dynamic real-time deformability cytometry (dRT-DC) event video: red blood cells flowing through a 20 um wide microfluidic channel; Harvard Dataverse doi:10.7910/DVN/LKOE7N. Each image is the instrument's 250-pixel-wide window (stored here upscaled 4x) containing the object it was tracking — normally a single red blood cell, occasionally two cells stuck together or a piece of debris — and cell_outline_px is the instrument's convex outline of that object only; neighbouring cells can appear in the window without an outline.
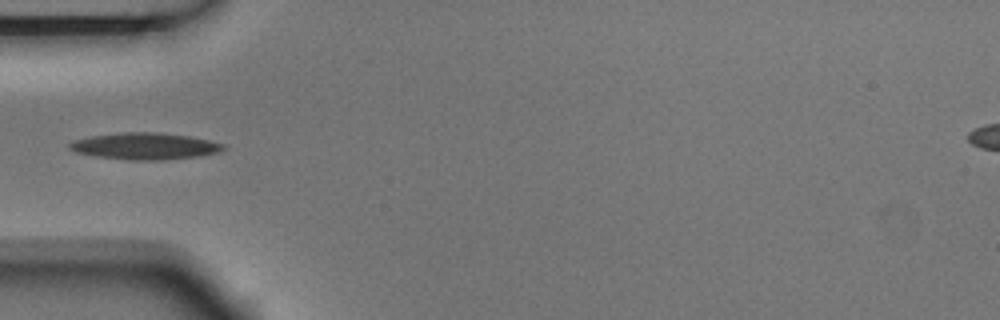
{"species": "Egyptian fruit bat (a non-hibernating species)", "species_latin": "Rousettus aegyptiacus", "temperature_condition": "room temperature", "stored_images_in_passage": 1, "camera_frame_rate_fps": 3000, "um_per_image_px": 0.085, "animal": {"sex": "male"}, "frame": {"image": 1, "passage_image": 1, "time_ms": 0.0, "image_size_px": [1000, 320], "cell_outline_px": [[228, 148], [216, 152], [196, 156], [164, 160], [128, 160], [96, 156], [76, 152], [68, 148], [68, 144], [72, 140], [92, 136], [124, 132], [156, 132], [192, 136], [224, 144]], "centroid_in_image_um": [12.3, 12.42], "position_along_channel_um": 72.7, "area_um2": 23.87}}